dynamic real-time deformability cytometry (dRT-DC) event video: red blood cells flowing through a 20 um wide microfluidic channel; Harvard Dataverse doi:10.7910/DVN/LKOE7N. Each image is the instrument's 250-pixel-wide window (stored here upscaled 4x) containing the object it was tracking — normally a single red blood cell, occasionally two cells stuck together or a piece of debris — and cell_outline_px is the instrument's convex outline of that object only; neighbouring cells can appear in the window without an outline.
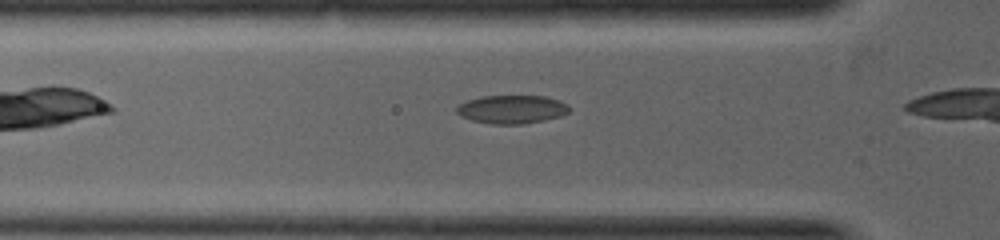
{"species": "common noctule bat (a hibernating species)", "species_latin": "Nyctalus noctula", "temperature_condition": "warm", "stored_images_in_passage": 5, "camera_frame_rate_fps": 5000, "um_per_image_px": 0.085, "animal": {"sex": "female", "body_mass_g": 19.0, "forearm_length_mm": 53.3}, "frame": {"image": 1, "passage_image": 3, "time_ms": 0.4, "image_size_px": [1000, 240], "cell_outline_px": [[572, 108], [568, 112], [560, 116], [544, 120], [520, 124], [492, 124], [472, 120], [460, 116], [456, 112], [456, 108], [460, 104], [468, 100], [480, 96], [544, 96], [560, 100], [568, 104]], "centroid_in_image_um": [43.52, 9.29], "position_along_channel_um": 82.3, "area_um2": 18.67}}